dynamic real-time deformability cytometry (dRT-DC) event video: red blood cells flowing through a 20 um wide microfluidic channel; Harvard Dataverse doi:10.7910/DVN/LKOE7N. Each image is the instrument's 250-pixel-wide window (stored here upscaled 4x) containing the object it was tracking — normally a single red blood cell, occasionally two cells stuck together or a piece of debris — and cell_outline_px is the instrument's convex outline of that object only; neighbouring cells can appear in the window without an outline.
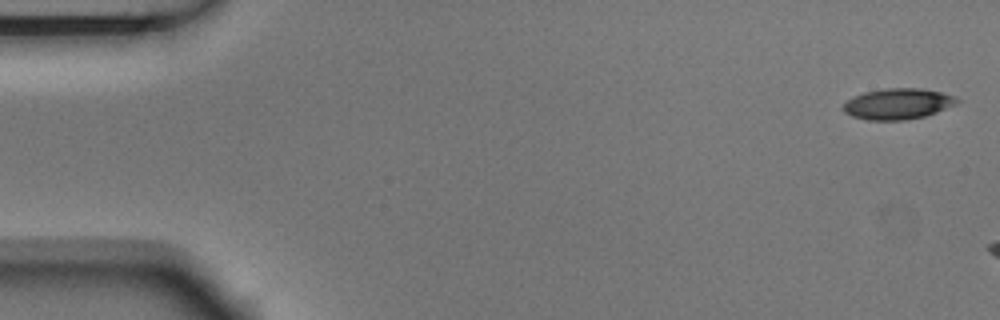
{"species": "Egyptian fruit bat (a non-hibernating species)", "species_latin": "Rousettus aegyptiacus", "temperature_condition": "room temperature", "stored_images_in_passage": 6, "segment_of_instrument_passage": [1, 2], "camera_frame_rate_fps": 3000, "um_per_image_px": 0.085, "animal": {"sex": "male"}, "frame": {"image": 1, "passage_image": 1, "time_ms": 0.0, "image_size_px": [1000, 320], "cell_outline_px": [[960, 100], [956, 104], [936, 112], [924, 116], [904, 120], [868, 120], [852, 116], [844, 112], [840, 108], [848, 100], [864, 92], [884, 88], [920, 88], [940, 92], [956, 96]], "centroid_in_image_um": [76.31, 8.82], "position_along_channel_um": 8.7, "area_um2": 20.4}}
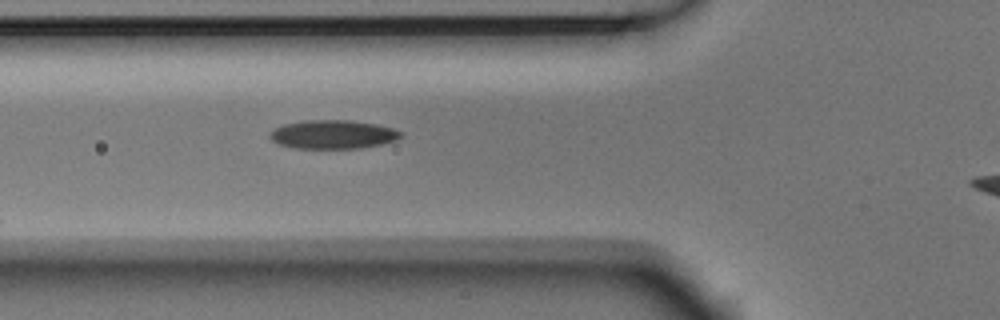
{"frame": {"image": 2, "passage_image": 5, "time_ms": 1.333, "image_size_px": [1000, 320], "cell_outline_px": [[404, 136], [396, 140], [380, 144], [360, 148], [292, 148], [276, 144], [268, 136], [268, 132], [284, 124], [304, 120], [348, 120], [376, 124], [392, 128], [404, 132]], "centroid_in_image_um": [28.28, 11.43], "position_along_channel_um": 97.5, "area_um2": 22.08}}